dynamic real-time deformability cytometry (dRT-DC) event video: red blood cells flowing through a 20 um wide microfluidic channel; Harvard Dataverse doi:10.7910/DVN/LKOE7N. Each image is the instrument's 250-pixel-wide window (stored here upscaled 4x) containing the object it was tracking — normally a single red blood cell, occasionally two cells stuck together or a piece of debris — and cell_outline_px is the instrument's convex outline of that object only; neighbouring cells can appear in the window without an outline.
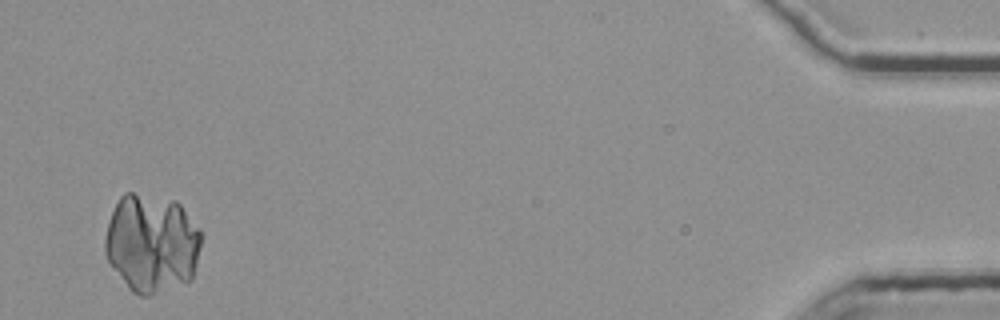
{"species": "common noctule bat (a hibernating species)", "species_latin": "Nyctalus noctula", "temperature_condition": "room temperature", "stored_images_in_passage": 46, "camera_frame_rate_fps": 3000, "um_per_image_px": 0.085, "animal": {"sex": "female", "body_mass_g": 25.1}, "frame": {"image": 1, "passage_image": 46, "time_ms": 15.0, "image_size_px": [1000, 320], "cell_outline_px": [[200, 244], [192, 280], [148, 296], [140, 296], [132, 292], [128, 288], [108, 260], [104, 252], [104, 240], [108, 224], [112, 212], [120, 196], [124, 192], [132, 192], [176, 200], [180, 204], [200, 232]], "centroid_in_image_um": [12.87, 20.67], "position_along_channel_um": 422.3, "area_um2": 55.03}}